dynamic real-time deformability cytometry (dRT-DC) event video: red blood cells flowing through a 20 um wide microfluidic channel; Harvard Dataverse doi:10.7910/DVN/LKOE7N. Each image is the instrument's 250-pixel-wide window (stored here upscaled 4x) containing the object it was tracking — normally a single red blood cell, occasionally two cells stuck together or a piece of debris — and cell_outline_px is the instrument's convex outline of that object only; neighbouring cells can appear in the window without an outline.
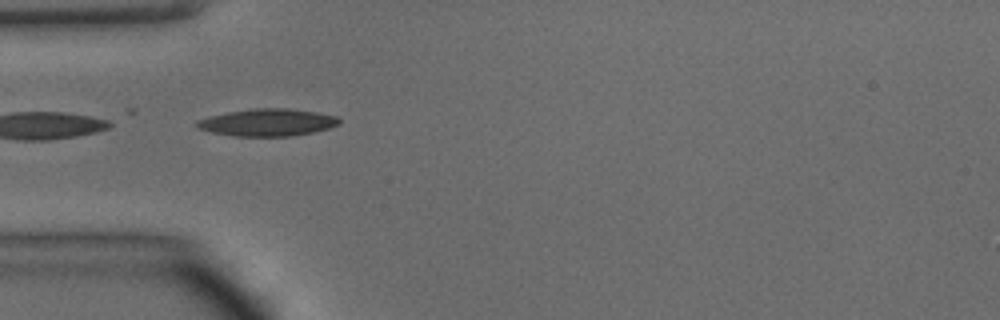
{"species": "common noctule bat (a hibernating species)", "species_latin": "Nyctalus noctula", "temperature_condition": "warm", "stored_images_in_passage": 8, "camera_frame_rate_fps": 3000, "um_per_image_px": 0.085, "animal": {"sex": "male", "body_mass_g": 15.6}, "frame": {"image": 1, "passage_image": 2, "time_ms": 0.333, "image_size_px": [1000, 320], "cell_outline_px": [[340, 124], [328, 128], [312, 132], [292, 136], [232, 136], [212, 132], [200, 128], [196, 124], [196, 120], [208, 116], [228, 112], [252, 108], [288, 108], [316, 112], [336, 116], [340, 120]], "centroid_in_image_um": [22.73, 10.4], "position_along_channel_um": 62.3, "area_um2": 22.54}}
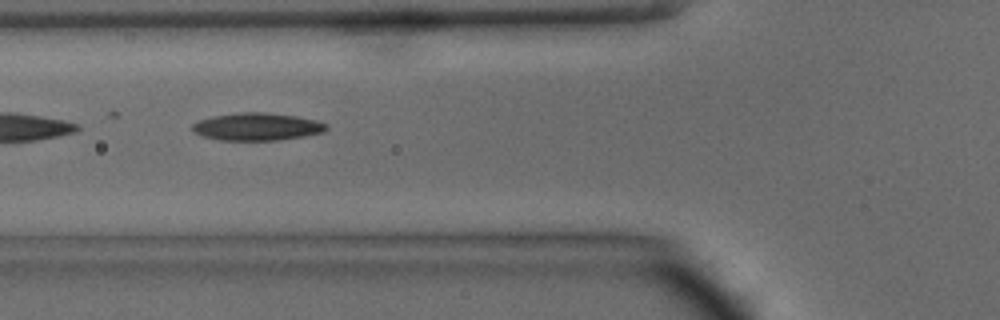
{"frame": {"image": 2, "passage_image": 5, "time_ms": 1.333, "image_size_px": [1000, 320], "cell_outline_px": [[328, 128], [324, 132], [304, 136], [276, 140], [220, 140], [200, 136], [192, 128], [192, 124], [200, 120], [212, 116], [236, 112], [268, 112], [296, 116], [316, 120], [328, 124]], "centroid_in_image_um": [21.86, 10.76], "position_along_channel_um": 103.9, "area_um2": 21.62}}